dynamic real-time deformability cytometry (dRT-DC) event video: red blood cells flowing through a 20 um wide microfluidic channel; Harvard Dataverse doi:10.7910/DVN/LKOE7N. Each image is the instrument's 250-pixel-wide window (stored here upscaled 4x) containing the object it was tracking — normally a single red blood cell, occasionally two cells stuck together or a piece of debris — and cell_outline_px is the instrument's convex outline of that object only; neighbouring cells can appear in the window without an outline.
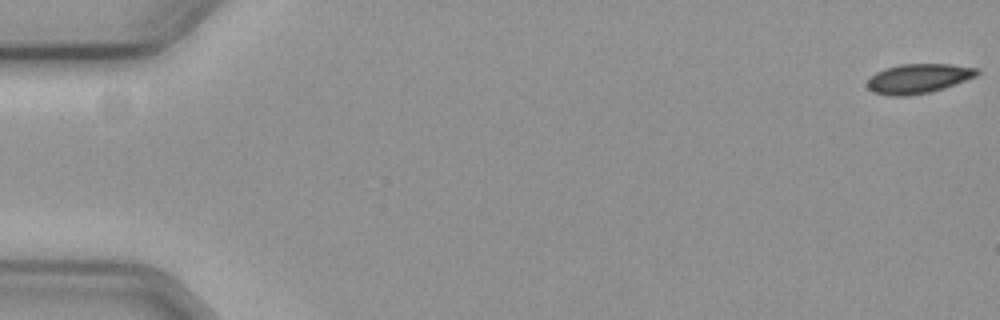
{"species": "common noctule bat (a hibernating species)", "species_latin": "Nyctalus noctula", "temperature_condition": "cold", "stored_images_in_passage": 16, "camera_frame_rate_fps": 3000, "um_per_image_px": 0.085, "animal": {"sex": "female", "body_mass_g": 19.3, "forearm_length_mm": 54.1}, "frame": {"image": 1, "passage_image": 1, "time_ms": 0.0, "image_size_px": [1000, 320], "cell_outline_px": [[980, 72], [976, 76], [944, 88], [928, 92], [908, 96], [892, 96], [872, 92], [868, 88], [868, 80], [876, 72], [884, 68], [900, 64], [952, 64], [980, 68]], "centroid_in_image_um": [78.08, 6.67], "position_along_channel_um": 6.9, "area_um2": 18.9}}
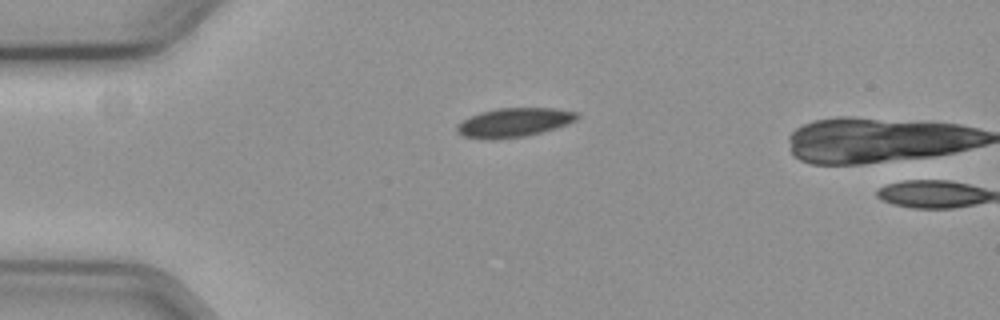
{"frame": {"image": 2, "passage_image": 15, "time_ms": 4.667, "image_size_px": [1000, 320], "cell_outline_px": [[580, 116], [576, 120], [568, 124], [556, 128], [524, 136], [492, 140], [464, 136], [456, 132], [456, 128], [464, 120], [480, 112], [496, 108], [556, 108], [580, 112]], "centroid_in_image_um": [43.75, 10.4], "position_along_channel_um": 41.3, "area_um2": 20.29}}